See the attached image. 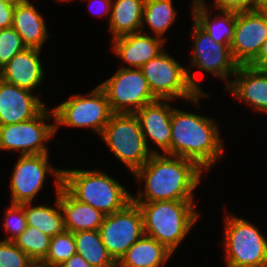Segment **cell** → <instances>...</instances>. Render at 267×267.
<instances>
[{"label":"cell","mask_w":267,"mask_h":267,"mask_svg":"<svg viewBox=\"0 0 267 267\" xmlns=\"http://www.w3.org/2000/svg\"><path fill=\"white\" fill-rule=\"evenodd\" d=\"M202 172L192 160L162 152L153 154L133 174L137 183L145 180V188L137 196L132 194V202L195 201L193 191L201 182Z\"/></svg>","instance_id":"1"},{"label":"cell","mask_w":267,"mask_h":267,"mask_svg":"<svg viewBox=\"0 0 267 267\" xmlns=\"http://www.w3.org/2000/svg\"><path fill=\"white\" fill-rule=\"evenodd\" d=\"M223 150L219 125L213 118L173 108L170 155L192 160L208 172Z\"/></svg>","instance_id":"2"},{"label":"cell","mask_w":267,"mask_h":267,"mask_svg":"<svg viewBox=\"0 0 267 267\" xmlns=\"http://www.w3.org/2000/svg\"><path fill=\"white\" fill-rule=\"evenodd\" d=\"M143 217L144 234L175 253L198 220L194 201L133 202Z\"/></svg>","instance_id":"3"},{"label":"cell","mask_w":267,"mask_h":267,"mask_svg":"<svg viewBox=\"0 0 267 267\" xmlns=\"http://www.w3.org/2000/svg\"><path fill=\"white\" fill-rule=\"evenodd\" d=\"M62 186L75 199L105 215L121 211L132 202V194L122 183L97 169H63Z\"/></svg>","instance_id":"4"},{"label":"cell","mask_w":267,"mask_h":267,"mask_svg":"<svg viewBox=\"0 0 267 267\" xmlns=\"http://www.w3.org/2000/svg\"><path fill=\"white\" fill-rule=\"evenodd\" d=\"M110 151L134 174L153 154L148 148L138 117L131 113H114L100 135Z\"/></svg>","instance_id":"5"},{"label":"cell","mask_w":267,"mask_h":267,"mask_svg":"<svg viewBox=\"0 0 267 267\" xmlns=\"http://www.w3.org/2000/svg\"><path fill=\"white\" fill-rule=\"evenodd\" d=\"M225 215L222 247L227 267H267V237L248 220L231 212Z\"/></svg>","instance_id":"6"},{"label":"cell","mask_w":267,"mask_h":267,"mask_svg":"<svg viewBox=\"0 0 267 267\" xmlns=\"http://www.w3.org/2000/svg\"><path fill=\"white\" fill-rule=\"evenodd\" d=\"M152 94L157 99H183L200 108V99L209 96L199 93L190 83L187 68L178 63L166 50L140 68Z\"/></svg>","instance_id":"7"},{"label":"cell","mask_w":267,"mask_h":267,"mask_svg":"<svg viewBox=\"0 0 267 267\" xmlns=\"http://www.w3.org/2000/svg\"><path fill=\"white\" fill-rule=\"evenodd\" d=\"M52 110L55 132L64 125L70 128H89L99 136L114 114L104 90L99 85L86 95L73 94Z\"/></svg>","instance_id":"8"},{"label":"cell","mask_w":267,"mask_h":267,"mask_svg":"<svg viewBox=\"0 0 267 267\" xmlns=\"http://www.w3.org/2000/svg\"><path fill=\"white\" fill-rule=\"evenodd\" d=\"M193 25V52L190 59L191 64L187 68L189 81L199 93H204L199 86V81L191 73L193 68H197L224 80L225 89L231 81L228 77L234 75L239 67V64L233 58L230 46L217 43L194 20Z\"/></svg>","instance_id":"9"},{"label":"cell","mask_w":267,"mask_h":267,"mask_svg":"<svg viewBox=\"0 0 267 267\" xmlns=\"http://www.w3.org/2000/svg\"><path fill=\"white\" fill-rule=\"evenodd\" d=\"M54 118L53 110L45 107L31 120L0 125V150L18 151L19 155L49 153L46 143L55 136V123H48Z\"/></svg>","instance_id":"10"},{"label":"cell","mask_w":267,"mask_h":267,"mask_svg":"<svg viewBox=\"0 0 267 267\" xmlns=\"http://www.w3.org/2000/svg\"><path fill=\"white\" fill-rule=\"evenodd\" d=\"M49 153L19 155L10 179L11 204L32 202L44 186L47 173L53 175L55 191L62 187L63 169L49 163Z\"/></svg>","instance_id":"11"},{"label":"cell","mask_w":267,"mask_h":267,"mask_svg":"<svg viewBox=\"0 0 267 267\" xmlns=\"http://www.w3.org/2000/svg\"><path fill=\"white\" fill-rule=\"evenodd\" d=\"M99 86L104 90L113 113L134 114L146 104L157 100L140 68L120 67Z\"/></svg>","instance_id":"12"},{"label":"cell","mask_w":267,"mask_h":267,"mask_svg":"<svg viewBox=\"0 0 267 267\" xmlns=\"http://www.w3.org/2000/svg\"><path fill=\"white\" fill-rule=\"evenodd\" d=\"M99 233L109 255L118 263L127 250L144 235L140 208L130 202L121 211L105 215Z\"/></svg>","instance_id":"13"},{"label":"cell","mask_w":267,"mask_h":267,"mask_svg":"<svg viewBox=\"0 0 267 267\" xmlns=\"http://www.w3.org/2000/svg\"><path fill=\"white\" fill-rule=\"evenodd\" d=\"M267 39V13L247 10L236 12L234 40L230 49L239 65H249Z\"/></svg>","instance_id":"14"},{"label":"cell","mask_w":267,"mask_h":267,"mask_svg":"<svg viewBox=\"0 0 267 267\" xmlns=\"http://www.w3.org/2000/svg\"><path fill=\"white\" fill-rule=\"evenodd\" d=\"M45 107L42 100L32 91L0 78V125L31 120Z\"/></svg>","instance_id":"15"},{"label":"cell","mask_w":267,"mask_h":267,"mask_svg":"<svg viewBox=\"0 0 267 267\" xmlns=\"http://www.w3.org/2000/svg\"><path fill=\"white\" fill-rule=\"evenodd\" d=\"M170 101V99H157L134 113L139 119L147 147H149L148 142L153 141L163 154L168 155H170L171 116L174 108Z\"/></svg>","instance_id":"16"},{"label":"cell","mask_w":267,"mask_h":267,"mask_svg":"<svg viewBox=\"0 0 267 267\" xmlns=\"http://www.w3.org/2000/svg\"><path fill=\"white\" fill-rule=\"evenodd\" d=\"M230 84L224 89L255 112L267 113V71L239 65Z\"/></svg>","instance_id":"17"},{"label":"cell","mask_w":267,"mask_h":267,"mask_svg":"<svg viewBox=\"0 0 267 267\" xmlns=\"http://www.w3.org/2000/svg\"><path fill=\"white\" fill-rule=\"evenodd\" d=\"M147 32H135L112 39V51L128 66L122 68H141L149 60L160 54L164 48L165 40L150 36Z\"/></svg>","instance_id":"18"},{"label":"cell","mask_w":267,"mask_h":267,"mask_svg":"<svg viewBox=\"0 0 267 267\" xmlns=\"http://www.w3.org/2000/svg\"><path fill=\"white\" fill-rule=\"evenodd\" d=\"M40 53L41 49L27 47L0 69V78L10 84L34 91L40 83L42 84L45 73Z\"/></svg>","instance_id":"19"},{"label":"cell","mask_w":267,"mask_h":267,"mask_svg":"<svg viewBox=\"0 0 267 267\" xmlns=\"http://www.w3.org/2000/svg\"><path fill=\"white\" fill-rule=\"evenodd\" d=\"M46 25L44 17L36 10L33 2L20 0L15 3L12 27L28 48L42 49L50 36Z\"/></svg>","instance_id":"20"},{"label":"cell","mask_w":267,"mask_h":267,"mask_svg":"<svg viewBox=\"0 0 267 267\" xmlns=\"http://www.w3.org/2000/svg\"><path fill=\"white\" fill-rule=\"evenodd\" d=\"M58 199L66 231L75 233L84 230H99L105 214L89 204L78 201L63 186L58 191Z\"/></svg>","instance_id":"21"},{"label":"cell","mask_w":267,"mask_h":267,"mask_svg":"<svg viewBox=\"0 0 267 267\" xmlns=\"http://www.w3.org/2000/svg\"><path fill=\"white\" fill-rule=\"evenodd\" d=\"M191 3L192 19L217 43L231 46L234 40L236 26V12L221 10L211 19L212 8L205 4L204 0H193ZM208 6V7H207Z\"/></svg>","instance_id":"22"},{"label":"cell","mask_w":267,"mask_h":267,"mask_svg":"<svg viewBox=\"0 0 267 267\" xmlns=\"http://www.w3.org/2000/svg\"><path fill=\"white\" fill-rule=\"evenodd\" d=\"M173 255L156 239L143 235L117 263V267H163Z\"/></svg>","instance_id":"23"},{"label":"cell","mask_w":267,"mask_h":267,"mask_svg":"<svg viewBox=\"0 0 267 267\" xmlns=\"http://www.w3.org/2000/svg\"><path fill=\"white\" fill-rule=\"evenodd\" d=\"M144 2L145 0H112L108 25L113 39L141 31Z\"/></svg>","instance_id":"24"},{"label":"cell","mask_w":267,"mask_h":267,"mask_svg":"<svg viewBox=\"0 0 267 267\" xmlns=\"http://www.w3.org/2000/svg\"><path fill=\"white\" fill-rule=\"evenodd\" d=\"M54 203V208L47 205L32 206V202L22 203L27 226L36 227L50 237L64 232V217L58 199V191H56Z\"/></svg>","instance_id":"25"},{"label":"cell","mask_w":267,"mask_h":267,"mask_svg":"<svg viewBox=\"0 0 267 267\" xmlns=\"http://www.w3.org/2000/svg\"><path fill=\"white\" fill-rule=\"evenodd\" d=\"M76 253L92 267H117L101 240L99 230H84L74 233Z\"/></svg>","instance_id":"26"},{"label":"cell","mask_w":267,"mask_h":267,"mask_svg":"<svg viewBox=\"0 0 267 267\" xmlns=\"http://www.w3.org/2000/svg\"><path fill=\"white\" fill-rule=\"evenodd\" d=\"M177 15L173 0H145L141 31L144 32V26L147 24L156 37L166 41L163 35L169 31Z\"/></svg>","instance_id":"27"},{"label":"cell","mask_w":267,"mask_h":267,"mask_svg":"<svg viewBox=\"0 0 267 267\" xmlns=\"http://www.w3.org/2000/svg\"><path fill=\"white\" fill-rule=\"evenodd\" d=\"M51 237L36 227L27 226L26 229L13 240L14 244L26 253L38 266L49 250Z\"/></svg>","instance_id":"28"},{"label":"cell","mask_w":267,"mask_h":267,"mask_svg":"<svg viewBox=\"0 0 267 267\" xmlns=\"http://www.w3.org/2000/svg\"><path fill=\"white\" fill-rule=\"evenodd\" d=\"M75 253L74 233L65 230L51 237L46 258L37 267H59Z\"/></svg>","instance_id":"29"},{"label":"cell","mask_w":267,"mask_h":267,"mask_svg":"<svg viewBox=\"0 0 267 267\" xmlns=\"http://www.w3.org/2000/svg\"><path fill=\"white\" fill-rule=\"evenodd\" d=\"M26 48L22 37L13 27L0 29V69Z\"/></svg>","instance_id":"30"},{"label":"cell","mask_w":267,"mask_h":267,"mask_svg":"<svg viewBox=\"0 0 267 267\" xmlns=\"http://www.w3.org/2000/svg\"><path fill=\"white\" fill-rule=\"evenodd\" d=\"M0 267H37L13 241H0Z\"/></svg>","instance_id":"31"},{"label":"cell","mask_w":267,"mask_h":267,"mask_svg":"<svg viewBox=\"0 0 267 267\" xmlns=\"http://www.w3.org/2000/svg\"><path fill=\"white\" fill-rule=\"evenodd\" d=\"M4 214L3 227L8 232L9 237H5L4 241H13L17 238L27 227L26 216L24 208L21 204H11L6 209Z\"/></svg>","instance_id":"32"},{"label":"cell","mask_w":267,"mask_h":267,"mask_svg":"<svg viewBox=\"0 0 267 267\" xmlns=\"http://www.w3.org/2000/svg\"><path fill=\"white\" fill-rule=\"evenodd\" d=\"M254 0H214V9L218 11L243 12L252 9Z\"/></svg>","instance_id":"33"},{"label":"cell","mask_w":267,"mask_h":267,"mask_svg":"<svg viewBox=\"0 0 267 267\" xmlns=\"http://www.w3.org/2000/svg\"><path fill=\"white\" fill-rule=\"evenodd\" d=\"M15 3L0 0V29L12 27Z\"/></svg>","instance_id":"34"},{"label":"cell","mask_w":267,"mask_h":267,"mask_svg":"<svg viewBox=\"0 0 267 267\" xmlns=\"http://www.w3.org/2000/svg\"><path fill=\"white\" fill-rule=\"evenodd\" d=\"M249 65L258 70L267 71V39L264 41L258 56Z\"/></svg>","instance_id":"35"},{"label":"cell","mask_w":267,"mask_h":267,"mask_svg":"<svg viewBox=\"0 0 267 267\" xmlns=\"http://www.w3.org/2000/svg\"><path fill=\"white\" fill-rule=\"evenodd\" d=\"M92 2H94V3H92ZM89 4H90V8L93 7V6H91L92 4L96 5V9L98 6H100V8L98 7L100 10V13L98 12V16L102 17V16H108L109 15L108 19H110L112 0H89ZM91 9L94 10L93 8H91Z\"/></svg>","instance_id":"36"},{"label":"cell","mask_w":267,"mask_h":267,"mask_svg":"<svg viewBox=\"0 0 267 267\" xmlns=\"http://www.w3.org/2000/svg\"><path fill=\"white\" fill-rule=\"evenodd\" d=\"M59 267H92L80 254L75 253Z\"/></svg>","instance_id":"37"},{"label":"cell","mask_w":267,"mask_h":267,"mask_svg":"<svg viewBox=\"0 0 267 267\" xmlns=\"http://www.w3.org/2000/svg\"><path fill=\"white\" fill-rule=\"evenodd\" d=\"M252 10L267 13V0H254Z\"/></svg>","instance_id":"38"},{"label":"cell","mask_w":267,"mask_h":267,"mask_svg":"<svg viewBox=\"0 0 267 267\" xmlns=\"http://www.w3.org/2000/svg\"><path fill=\"white\" fill-rule=\"evenodd\" d=\"M3 1H6V2H18L20 0H3Z\"/></svg>","instance_id":"39"},{"label":"cell","mask_w":267,"mask_h":267,"mask_svg":"<svg viewBox=\"0 0 267 267\" xmlns=\"http://www.w3.org/2000/svg\"><path fill=\"white\" fill-rule=\"evenodd\" d=\"M57 1H60V2H64L65 1L67 3V2H70V1H73V0H57Z\"/></svg>","instance_id":"40"}]
</instances>
